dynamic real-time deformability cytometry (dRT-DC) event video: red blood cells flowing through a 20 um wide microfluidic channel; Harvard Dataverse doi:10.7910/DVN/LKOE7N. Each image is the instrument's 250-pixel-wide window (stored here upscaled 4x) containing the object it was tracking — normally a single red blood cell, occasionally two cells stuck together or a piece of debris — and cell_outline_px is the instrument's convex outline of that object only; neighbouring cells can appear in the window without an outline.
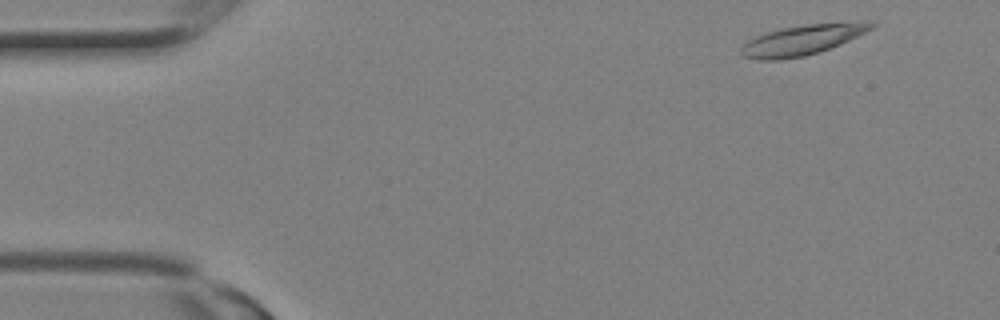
{"species": "Egyptian fruit bat (a non-hibernating species)", "species_latin": "Rousettus aegyptiacus", "temperature_condition": "room temperature", "stored_images_in_passage": 2, "camera_frame_rate_fps": 3000, "um_per_image_px": 0.085, "animal": {"sex": "female"}, "frame": {"image": 1, "passage_image": 1, "time_ms": 0.0, "image_size_px": [1000, 320], "cell_outline_px": [[880, 24], [840, 44], [820, 52], [804, 56], [780, 60], [756, 60], [744, 56], [740, 52], [740, 48], [748, 40], [756, 36], [780, 28], [804, 24], [860, 20], [872, 20]], "centroid_in_image_um": [68.26, 3.36], "position_along_channel_um": 16.7, "area_um2": 23.35}}